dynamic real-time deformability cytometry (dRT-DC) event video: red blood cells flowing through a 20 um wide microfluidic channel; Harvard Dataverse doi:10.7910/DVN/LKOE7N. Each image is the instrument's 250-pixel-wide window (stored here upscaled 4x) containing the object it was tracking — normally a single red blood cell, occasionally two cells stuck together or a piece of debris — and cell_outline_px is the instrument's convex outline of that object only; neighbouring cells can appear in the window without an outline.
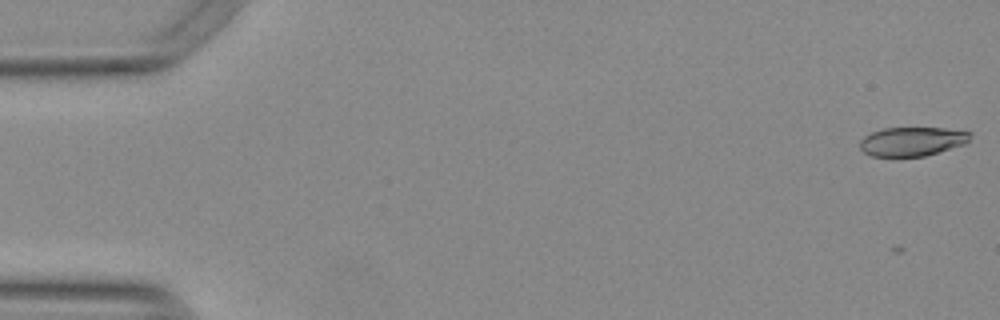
{"species": "Egyptian fruit bat (a non-hibernating species)", "species_latin": "Rousettus aegyptiacus", "temperature_condition": "warm", "stored_images_in_passage": 16, "camera_frame_rate_fps": 3000, "um_per_image_px": 0.085, "animal": {"sex": "female"}, "frame": {"image": 1, "passage_image": 1, "time_ms": 0.0, "image_size_px": [1000, 320], "cell_outline_px": [[972, 136], [964, 144], [924, 156], [872, 156], [864, 152], [860, 148], [860, 140], [864, 136], [872, 132], [884, 128], [964, 128], [972, 132]], "centroid_in_image_um": [77.59, 12.0], "position_along_channel_um": 7.4, "area_um2": 18.79}}
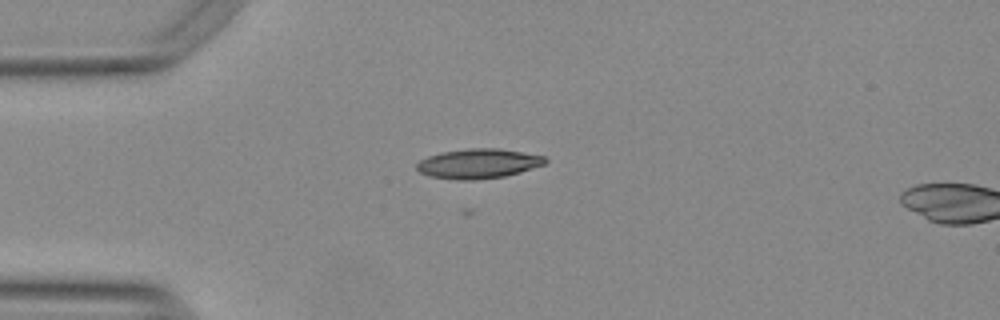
{"frame": {"image": 2, "passage_image": 14, "time_ms": 4.333, "image_size_px": [1000, 320], "cell_outline_px": [[548, 160], [544, 164], [520, 172], [504, 176], [476, 180], [456, 180], [428, 176], [420, 172], [416, 168], [416, 164], [420, 160], [428, 156], [440, 152], [472, 148], [500, 148], [544, 156]], "centroid_in_image_um": [40.63, 13.91], "position_along_channel_um": 44.4, "area_um2": 22.25}}